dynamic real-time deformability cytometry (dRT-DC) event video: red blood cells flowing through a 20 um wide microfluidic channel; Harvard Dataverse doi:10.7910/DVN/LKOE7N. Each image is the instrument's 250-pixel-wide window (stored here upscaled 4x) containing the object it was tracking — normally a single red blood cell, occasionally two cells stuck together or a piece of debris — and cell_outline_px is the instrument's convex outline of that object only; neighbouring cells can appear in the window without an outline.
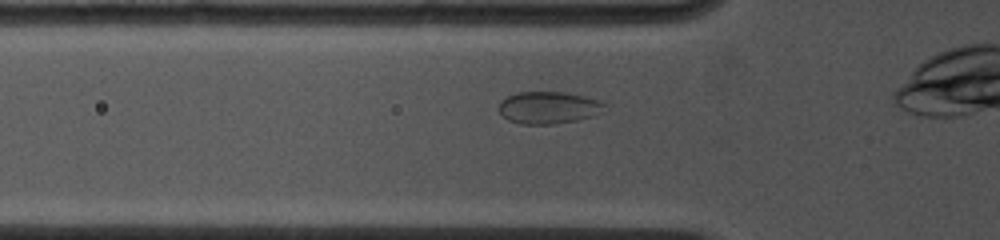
{"species": "common noctule bat (a hibernating species)", "species_latin": "Nyctalus noctula", "temperature_condition": "cold", "stored_images_in_passage": 6, "camera_frame_rate_fps": 4500, "um_per_image_px": 0.085, "animal": {"sex": "female", "body_mass_g": 19.0, "forearm_length_mm": 53.3}, "frame": {"image": 1, "passage_image": 2, "time_ms": 0.444, "image_size_px": [1000, 240], "cell_outline_px": [[608, 104], [592, 116], [576, 120], [556, 124], [520, 124], [508, 120], [496, 108], [500, 100], [516, 92], [564, 92], [584, 96], [600, 100]], "centroid_in_image_um": [46.57, 9.14], "position_along_channel_um": 79.2, "area_um2": 19.88}}
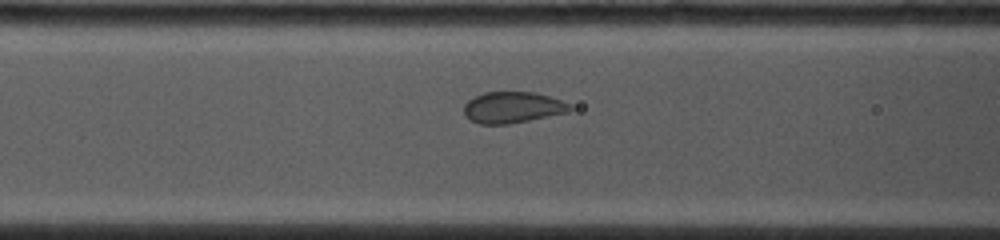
{"frame": {"image": 2, "passage_image": 5, "time_ms": 1.556, "image_size_px": [1000, 240], "cell_outline_px": [[572, 108], [568, 112], [508, 124], [480, 124], [464, 116], [464, 104], [468, 100], [484, 92], [536, 92], [572, 104]], "centroid_in_image_um": [43.56, 9.12], "position_along_channel_um": 123.0, "area_um2": 19.19}}